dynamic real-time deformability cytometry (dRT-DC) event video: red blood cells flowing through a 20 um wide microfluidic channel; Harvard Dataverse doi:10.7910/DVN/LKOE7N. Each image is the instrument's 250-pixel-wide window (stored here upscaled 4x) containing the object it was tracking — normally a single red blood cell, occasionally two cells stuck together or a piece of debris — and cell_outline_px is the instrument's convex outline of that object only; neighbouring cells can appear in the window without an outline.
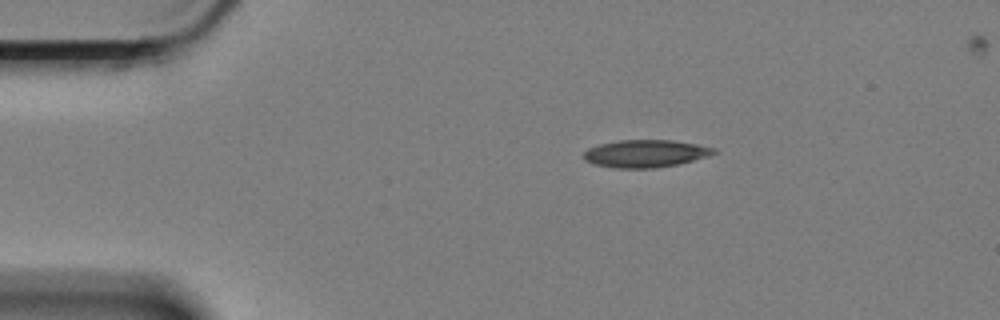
{"species": "Egyptian fruit bat (a non-hibernating species)", "species_latin": "Rousettus aegyptiacus", "temperature_condition": "cold", "stored_images_in_passage": 49, "camera_frame_rate_fps": 3000, "um_per_image_px": 0.085, "animal": {"sex": "female"}, "frame": {"image": 1, "passage_image": 1, "time_ms": 0.0, "image_size_px": [1000, 320], "cell_outline_px": [[720, 152], [708, 156], [676, 164], [656, 168], [620, 168], [596, 164], [584, 160], [584, 152], [588, 148], [600, 144], [620, 140], [672, 140], [696, 144], [716, 148]], "centroid_in_image_um": [54.9, 13.04], "position_along_channel_um": 30.1, "area_um2": 20.69}}
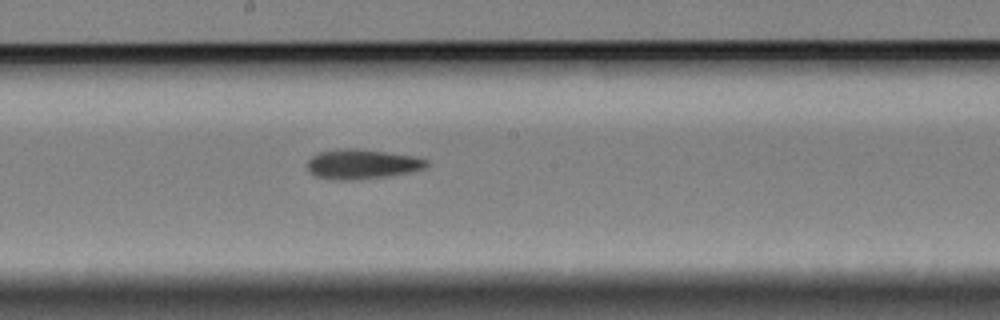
{"frame": {"image": 2, "passage_image": 22, "time_ms": 7.0, "image_size_px": [1000, 320], "cell_outline_px": [[428, 164], [424, 168], [408, 172], [384, 176], [344, 180], [340, 180], [316, 176], [308, 168], [308, 160], [312, 156], [320, 152], [336, 148], [356, 148], [412, 156], [428, 160]], "centroid_in_image_um": [30.74, 13.93], "position_along_channel_um": 217.5, "area_um2": 20.11}}
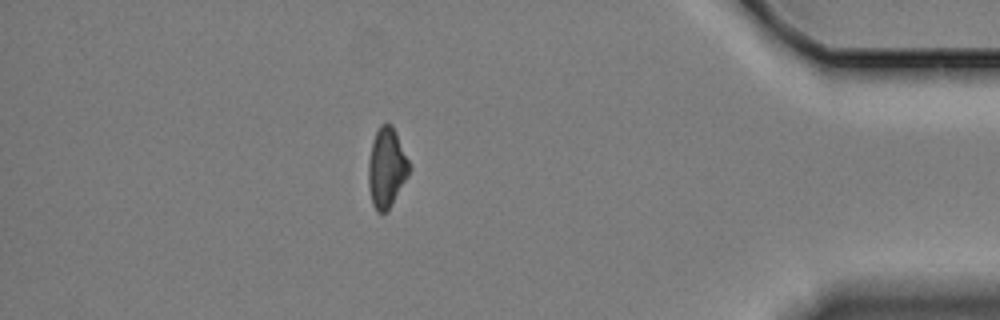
{"frame": {"image": 3, "passage_image": 42, "time_ms": 13.667, "image_size_px": [1000, 320], "cell_outline_px": [[412, 168], [408, 176], [388, 208], [384, 212], [376, 212], [372, 204], [368, 184], [368, 160], [372, 140], [380, 124], [392, 124]], "centroid_in_image_um": [32.84, 14.23], "position_along_channel_um": 402.4, "area_um2": 18.84}, "authors_computed_cell_mechanics": {"area_um2": 20.2878, "velocity_mm_per_s": 3.3693, "shape_relaxation_time_tau1_ms": null, "shape_relaxation_time_tau2_ms": 10.5354, "deformation_change_tau1": null, "deformation_change_tau2": 0.1983}}